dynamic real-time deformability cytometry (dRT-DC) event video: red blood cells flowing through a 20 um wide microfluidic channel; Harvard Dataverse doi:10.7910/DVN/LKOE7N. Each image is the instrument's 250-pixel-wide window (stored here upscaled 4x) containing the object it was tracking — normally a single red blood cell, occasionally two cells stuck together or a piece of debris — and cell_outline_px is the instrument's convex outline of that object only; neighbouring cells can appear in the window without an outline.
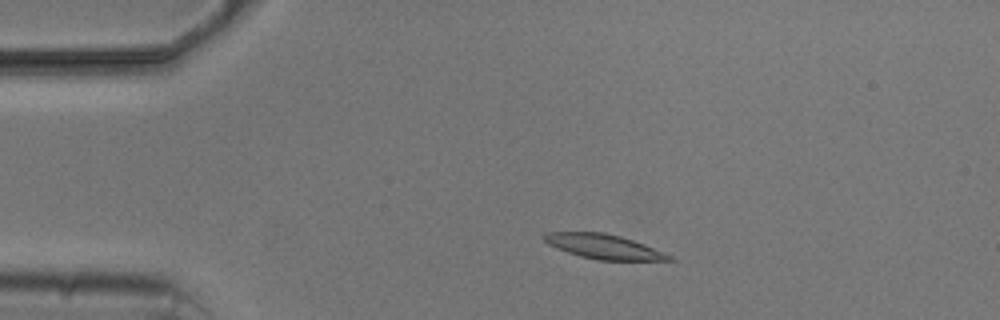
{"species": "common noctule bat (a hibernating species)", "species_latin": "Nyctalus noctula", "temperature_condition": "cold", "stored_images_in_passage": 4, "camera_frame_rate_fps": 3000, "um_per_image_px": 0.085, "animal": {"sex": "male", "body_mass_g": 20.5, "forearm_length_mm": 52.5}, "frame": {"image": 1, "passage_image": 2, "time_ms": 1.0, "image_size_px": [1000, 320], "cell_outline_px": [[676, 260], [600, 260], [580, 256], [568, 252], [548, 244], [544, 240], [544, 232], [604, 232], [620, 236], [644, 244], [676, 256]], "centroid_in_image_um": [51.38, 20.96], "position_along_channel_um": 33.6, "area_um2": 17.86}}
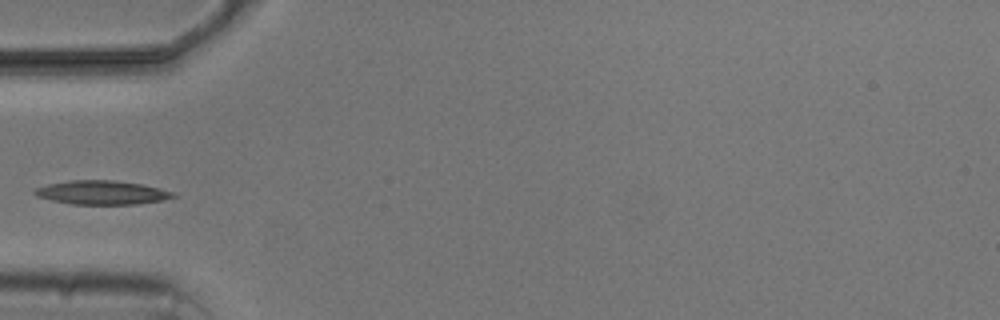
{"frame": {"image": 2, "passage_image": 4, "time_ms": 3.333, "image_size_px": [1000, 320], "cell_outline_px": [[176, 196], [164, 200], [136, 204], [72, 204], [52, 200], [36, 196], [32, 192], [36, 188], [48, 184], [68, 180], [112, 180], [140, 184], [160, 188], [176, 192]], "centroid_in_image_um": [8.67, 16.36], "position_along_channel_um": 76.3, "area_um2": 19.25}}